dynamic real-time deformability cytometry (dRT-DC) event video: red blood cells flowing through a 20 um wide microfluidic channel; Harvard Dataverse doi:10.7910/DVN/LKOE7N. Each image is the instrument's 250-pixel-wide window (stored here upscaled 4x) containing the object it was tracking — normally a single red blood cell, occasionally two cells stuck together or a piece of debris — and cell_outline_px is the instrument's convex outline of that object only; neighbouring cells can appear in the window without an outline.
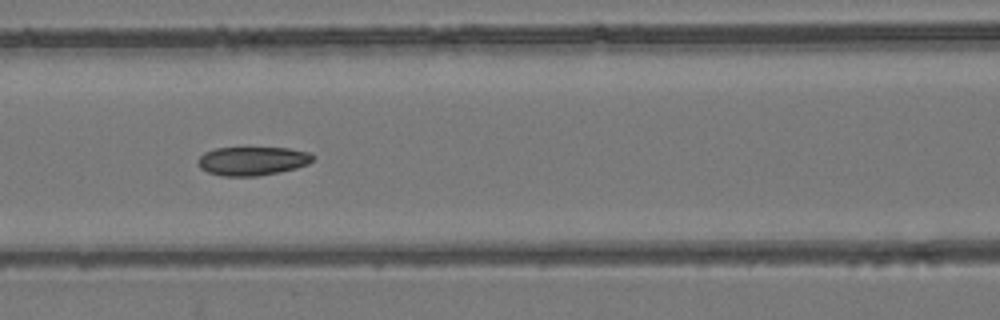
{"species": "common noctule bat (a hibernating species)", "species_latin": "Nyctalus noctula", "temperature_condition": "room temperature", "stored_images_in_passage": 7, "camera_frame_rate_fps": 3000, "um_per_image_px": 0.085, "animal": {"sex": "female", "body_mass_g": 24.6, "forearm_length_mm": 56.2}, "frame": {"image": 1, "passage_image": 7, "time_ms": 6.667, "image_size_px": [1000, 320], "cell_outline_px": [[316, 156], [308, 164], [296, 168], [280, 172], [256, 176], [224, 176], [208, 172], [200, 168], [196, 160], [204, 152], [216, 148], [288, 148], [308, 152]], "centroid_in_image_um": [21.45, 13.68], "position_along_channel_um": 145.2, "area_um2": 19.25}}